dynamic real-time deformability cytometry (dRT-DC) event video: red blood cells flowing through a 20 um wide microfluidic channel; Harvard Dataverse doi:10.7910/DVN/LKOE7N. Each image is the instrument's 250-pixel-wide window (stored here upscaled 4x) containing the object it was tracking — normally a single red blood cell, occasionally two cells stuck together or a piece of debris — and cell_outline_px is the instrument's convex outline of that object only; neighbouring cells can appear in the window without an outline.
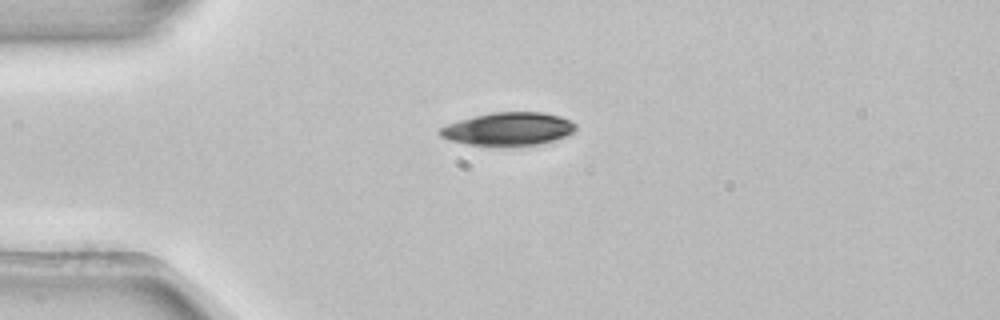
{"species": "common noctule bat (a hibernating species)", "species_latin": "Nyctalus noctula", "temperature_condition": "room temperature", "stored_images_in_passage": 1, "camera_frame_rate_fps": 3000, "um_per_image_px": 0.085, "animal": {"sex": "female", "body_mass_g": 22.7, "forearm_length_mm": 54.2}, "frame": {"image": 1, "passage_image": 1, "time_ms": 0.0, "image_size_px": [1000, 320], "cell_outline_px": [[576, 128], [572, 132], [564, 136], [552, 140], [536, 144], [508, 148], [500, 148], [468, 144], [448, 140], [440, 136], [440, 128], [448, 124], [460, 120], [492, 112], [544, 112], [560, 116], [576, 124]], "centroid_in_image_um": [43.18, 10.99], "position_along_channel_um": 41.8, "area_um2": 26.41}}